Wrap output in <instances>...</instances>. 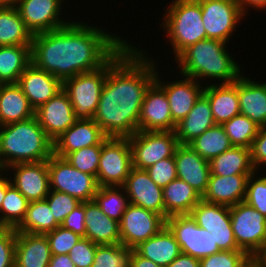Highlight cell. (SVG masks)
<instances>
[{
  "mask_svg": "<svg viewBox=\"0 0 266 267\" xmlns=\"http://www.w3.org/2000/svg\"><path fill=\"white\" fill-rule=\"evenodd\" d=\"M133 46L126 42L108 60V74L93 117L107 137H130L139 130L144 96L156 78L154 59Z\"/></svg>",
  "mask_w": 266,
  "mask_h": 267,
  "instance_id": "cell-1",
  "label": "cell"
},
{
  "mask_svg": "<svg viewBox=\"0 0 266 267\" xmlns=\"http://www.w3.org/2000/svg\"><path fill=\"white\" fill-rule=\"evenodd\" d=\"M102 28L70 20L56 30L33 35L31 63L62 82L102 67L126 42Z\"/></svg>",
  "mask_w": 266,
  "mask_h": 267,
  "instance_id": "cell-2",
  "label": "cell"
},
{
  "mask_svg": "<svg viewBox=\"0 0 266 267\" xmlns=\"http://www.w3.org/2000/svg\"><path fill=\"white\" fill-rule=\"evenodd\" d=\"M54 154V142L36 117L0 126V170L18 163L48 161Z\"/></svg>",
  "mask_w": 266,
  "mask_h": 267,
  "instance_id": "cell-3",
  "label": "cell"
},
{
  "mask_svg": "<svg viewBox=\"0 0 266 267\" xmlns=\"http://www.w3.org/2000/svg\"><path fill=\"white\" fill-rule=\"evenodd\" d=\"M226 44L207 38L189 46L176 58L180 73L198 82L212 78L223 81L222 84L234 83L241 76L242 70L231 53H228L229 50H226Z\"/></svg>",
  "mask_w": 266,
  "mask_h": 267,
  "instance_id": "cell-4",
  "label": "cell"
},
{
  "mask_svg": "<svg viewBox=\"0 0 266 267\" xmlns=\"http://www.w3.org/2000/svg\"><path fill=\"white\" fill-rule=\"evenodd\" d=\"M162 18L161 27L166 32L175 59L189 46L207 39L203 26L201 5L197 0L172 1Z\"/></svg>",
  "mask_w": 266,
  "mask_h": 267,
  "instance_id": "cell-5",
  "label": "cell"
},
{
  "mask_svg": "<svg viewBox=\"0 0 266 267\" xmlns=\"http://www.w3.org/2000/svg\"><path fill=\"white\" fill-rule=\"evenodd\" d=\"M107 74L108 61L96 70L63 81V90L67 93L78 119H93Z\"/></svg>",
  "mask_w": 266,
  "mask_h": 267,
  "instance_id": "cell-6",
  "label": "cell"
},
{
  "mask_svg": "<svg viewBox=\"0 0 266 267\" xmlns=\"http://www.w3.org/2000/svg\"><path fill=\"white\" fill-rule=\"evenodd\" d=\"M134 168L146 170L174 156L179 146L175 131H137L128 137Z\"/></svg>",
  "mask_w": 266,
  "mask_h": 267,
  "instance_id": "cell-7",
  "label": "cell"
},
{
  "mask_svg": "<svg viewBox=\"0 0 266 267\" xmlns=\"http://www.w3.org/2000/svg\"><path fill=\"white\" fill-rule=\"evenodd\" d=\"M47 167L50 190L69 194L80 202L93 200L99 187L94 176L80 172L65 158L55 154L47 161Z\"/></svg>",
  "mask_w": 266,
  "mask_h": 267,
  "instance_id": "cell-8",
  "label": "cell"
},
{
  "mask_svg": "<svg viewBox=\"0 0 266 267\" xmlns=\"http://www.w3.org/2000/svg\"><path fill=\"white\" fill-rule=\"evenodd\" d=\"M132 168L128 137H107L101 148L98 186H123Z\"/></svg>",
  "mask_w": 266,
  "mask_h": 267,
  "instance_id": "cell-9",
  "label": "cell"
},
{
  "mask_svg": "<svg viewBox=\"0 0 266 267\" xmlns=\"http://www.w3.org/2000/svg\"><path fill=\"white\" fill-rule=\"evenodd\" d=\"M230 218L238 247L253 258L266 238V216L243 201L230 207Z\"/></svg>",
  "mask_w": 266,
  "mask_h": 267,
  "instance_id": "cell-10",
  "label": "cell"
},
{
  "mask_svg": "<svg viewBox=\"0 0 266 267\" xmlns=\"http://www.w3.org/2000/svg\"><path fill=\"white\" fill-rule=\"evenodd\" d=\"M166 226L173 233L182 253L201 259L221 251L212 233L199 227L190 214L169 216Z\"/></svg>",
  "mask_w": 266,
  "mask_h": 267,
  "instance_id": "cell-11",
  "label": "cell"
},
{
  "mask_svg": "<svg viewBox=\"0 0 266 267\" xmlns=\"http://www.w3.org/2000/svg\"><path fill=\"white\" fill-rule=\"evenodd\" d=\"M208 39L228 44L238 23L245 17L238 0H197ZM244 16V17H243Z\"/></svg>",
  "mask_w": 266,
  "mask_h": 267,
  "instance_id": "cell-12",
  "label": "cell"
},
{
  "mask_svg": "<svg viewBox=\"0 0 266 267\" xmlns=\"http://www.w3.org/2000/svg\"><path fill=\"white\" fill-rule=\"evenodd\" d=\"M165 225L161 215L130 203L119 222L121 244L134 249Z\"/></svg>",
  "mask_w": 266,
  "mask_h": 267,
  "instance_id": "cell-13",
  "label": "cell"
},
{
  "mask_svg": "<svg viewBox=\"0 0 266 267\" xmlns=\"http://www.w3.org/2000/svg\"><path fill=\"white\" fill-rule=\"evenodd\" d=\"M63 0H18V9L22 20L31 33L38 34L56 30L69 22L60 19Z\"/></svg>",
  "mask_w": 266,
  "mask_h": 267,
  "instance_id": "cell-14",
  "label": "cell"
},
{
  "mask_svg": "<svg viewBox=\"0 0 266 267\" xmlns=\"http://www.w3.org/2000/svg\"><path fill=\"white\" fill-rule=\"evenodd\" d=\"M35 117L53 142L79 120L63 89L47 103L39 106L35 110Z\"/></svg>",
  "mask_w": 266,
  "mask_h": 267,
  "instance_id": "cell-15",
  "label": "cell"
},
{
  "mask_svg": "<svg viewBox=\"0 0 266 267\" xmlns=\"http://www.w3.org/2000/svg\"><path fill=\"white\" fill-rule=\"evenodd\" d=\"M175 128L165 91L154 81L144 96L138 131H175Z\"/></svg>",
  "mask_w": 266,
  "mask_h": 267,
  "instance_id": "cell-16",
  "label": "cell"
},
{
  "mask_svg": "<svg viewBox=\"0 0 266 267\" xmlns=\"http://www.w3.org/2000/svg\"><path fill=\"white\" fill-rule=\"evenodd\" d=\"M129 202L155 212L165 219L163 191L146 170L132 168L123 185Z\"/></svg>",
  "mask_w": 266,
  "mask_h": 267,
  "instance_id": "cell-17",
  "label": "cell"
},
{
  "mask_svg": "<svg viewBox=\"0 0 266 267\" xmlns=\"http://www.w3.org/2000/svg\"><path fill=\"white\" fill-rule=\"evenodd\" d=\"M13 171V184L24 196L31 201L44 200L50 191L49 171L47 161L18 163L7 167ZM12 168V169H11Z\"/></svg>",
  "mask_w": 266,
  "mask_h": 267,
  "instance_id": "cell-18",
  "label": "cell"
},
{
  "mask_svg": "<svg viewBox=\"0 0 266 267\" xmlns=\"http://www.w3.org/2000/svg\"><path fill=\"white\" fill-rule=\"evenodd\" d=\"M158 73L156 71L155 82L165 91L170 105L172 121L178 124L189 114L195 102L203 94L204 87L201 86L203 84L192 77L184 75L180 81L173 80L165 84V81L160 79Z\"/></svg>",
  "mask_w": 266,
  "mask_h": 267,
  "instance_id": "cell-19",
  "label": "cell"
},
{
  "mask_svg": "<svg viewBox=\"0 0 266 267\" xmlns=\"http://www.w3.org/2000/svg\"><path fill=\"white\" fill-rule=\"evenodd\" d=\"M17 84L36 110L63 89V82L32 63L20 75Z\"/></svg>",
  "mask_w": 266,
  "mask_h": 267,
  "instance_id": "cell-20",
  "label": "cell"
},
{
  "mask_svg": "<svg viewBox=\"0 0 266 267\" xmlns=\"http://www.w3.org/2000/svg\"><path fill=\"white\" fill-rule=\"evenodd\" d=\"M177 178L188 183L201 196L205 193L210 176V162L188 145H179L174 153Z\"/></svg>",
  "mask_w": 266,
  "mask_h": 267,
  "instance_id": "cell-21",
  "label": "cell"
},
{
  "mask_svg": "<svg viewBox=\"0 0 266 267\" xmlns=\"http://www.w3.org/2000/svg\"><path fill=\"white\" fill-rule=\"evenodd\" d=\"M106 138L93 119H79L54 141V154L64 158L73 151L92 145H102Z\"/></svg>",
  "mask_w": 266,
  "mask_h": 267,
  "instance_id": "cell-22",
  "label": "cell"
},
{
  "mask_svg": "<svg viewBox=\"0 0 266 267\" xmlns=\"http://www.w3.org/2000/svg\"><path fill=\"white\" fill-rule=\"evenodd\" d=\"M249 176L250 175H231L224 177L210 175L208 186L202 196V200L228 207L243 202L246 196Z\"/></svg>",
  "mask_w": 266,
  "mask_h": 267,
  "instance_id": "cell-23",
  "label": "cell"
},
{
  "mask_svg": "<svg viewBox=\"0 0 266 267\" xmlns=\"http://www.w3.org/2000/svg\"><path fill=\"white\" fill-rule=\"evenodd\" d=\"M50 258L46 234L16 232L15 267H48Z\"/></svg>",
  "mask_w": 266,
  "mask_h": 267,
  "instance_id": "cell-24",
  "label": "cell"
},
{
  "mask_svg": "<svg viewBox=\"0 0 266 267\" xmlns=\"http://www.w3.org/2000/svg\"><path fill=\"white\" fill-rule=\"evenodd\" d=\"M240 114L247 116L257 126H266V82L258 83L243 75L237 79Z\"/></svg>",
  "mask_w": 266,
  "mask_h": 267,
  "instance_id": "cell-25",
  "label": "cell"
},
{
  "mask_svg": "<svg viewBox=\"0 0 266 267\" xmlns=\"http://www.w3.org/2000/svg\"><path fill=\"white\" fill-rule=\"evenodd\" d=\"M85 238L96 245L121 243L119 222L108 217L94 200L85 202Z\"/></svg>",
  "mask_w": 266,
  "mask_h": 267,
  "instance_id": "cell-26",
  "label": "cell"
},
{
  "mask_svg": "<svg viewBox=\"0 0 266 267\" xmlns=\"http://www.w3.org/2000/svg\"><path fill=\"white\" fill-rule=\"evenodd\" d=\"M219 84L211 83L209 86L206 84L203 95L210 103L215 123L222 125L240 114V102L237 94V80L234 83Z\"/></svg>",
  "mask_w": 266,
  "mask_h": 267,
  "instance_id": "cell-27",
  "label": "cell"
},
{
  "mask_svg": "<svg viewBox=\"0 0 266 267\" xmlns=\"http://www.w3.org/2000/svg\"><path fill=\"white\" fill-rule=\"evenodd\" d=\"M215 125L210 103L202 94L189 114L176 124L175 133L179 145H188L196 137Z\"/></svg>",
  "mask_w": 266,
  "mask_h": 267,
  "instance_id": "cell-28",
  "label": "cell"
},
{
  "mask_svg": "<svg viewBox=\"0 0 266 267\" xmlns=\"http://www.w3.org/2000/svg\"><path fill=\"white\" fill-rule=\"evenodd\" d=\"M35 110L17 83L0 87V126L28 120Z\"/></svg>",
  "mask_w": 266,
  "mask_h": 267,
  "instance_id": "cell-29",
  "label": "cell"
},
{
  "mask_svg": "<svg viewBox=\"0 0 266 267\" xmlns=\"http://www.w3.org/2000/svg\"><path fill=\"white\" fill-rule=\"evenodd\" d=\"M134 251L161 267H167L182 253L177 240L166 225L156 235L136 246Z\"/></svg>",
  "mask_w": 266,
  "mask_h": 267,
  "instance_id": "cell-30",
  "label": "cell"
},
{
  "mask_svg": "<svg viewBox=\"0 0 266 267\" xmlns=\"http://www.w3.org/2000/svg\"><path fill=\"white\" fill-rule=\"evenodd\" d=\"M165 220L169 216L190 214L202 196L185 181L176 178L162 188Z\"/></svg>",
  "mask_w": 266,
  "mask_h": 267,
  "instance_id": "cell-31",
  "label": "cell"
},
{
  "mask_svg": "<svg viewBox=\"0 0 266 267\" xmlns=\"http://www.w3.org/2000/svg\"><path fill=\"white\" fill-rule=\"evenodd\" d=\"M210 175L231 176L251 175L256 170L251 162L250 149L232 146L229 150L214 157L210 161Z\"/></svg>",
  "mask_w": 266,
  "mask_h": 267,
  "instance_id": "cell-32",
  "label": "cell"
},
{
  "mask_svg": "<svg viewBox=\"0 0 266 267\" xmlns=\"http://www.w3.org/2000/svg\"><path fill=\"white\" fill-rule=\"evenodd\" d=\"M31 64V45L0 46V81L17 83L20 75Z\"/></svg>",
  "mask_w": 266,
  "mask_h": 267,
  "instance_id": "cell-33",
  "label": "cell"
},
{
  "mask_svg": "<svg viewBox=\"0 0 266 267\" xmlns=\"http://www.w3.org/2000/svg\"><path fill=\"white\" fill-rule=\"evenodd\" d=\"M32 40L16 6L0 7V46L31 45Z\"/></svg>",
  "mask_w": 266,
  "mask_h": 267,
  "instance_id": "cell-34",
  "label": "cell"
},
{
  "mask_svg": "<svg viewBox=\"0 0 266 267\" xmlns=\"http://www.w3.org/2000/svg\"><path fill=\"white\" fill-rule=\"evenodd\" d=\"M60 226L47 203L44 200L31 201L22 223L15 229L16 232L46 234Z\"/></svg>",
  "mask_w": 266,
  "mask_h": 267,
  "instance_id": "cell-35",
  "label": "cell"
},
{
  "mask_svg": "<svg viewBox=\"0 0 266 267\" xmlns=\"http://www.w3.org/2000/svg\"><path fill=\"white\" fill-rule=\"evenodd\" d=\"M29 203L7 177V190L0 210V228L16 229L22 223Z\"/></svg>",
  "mask_w": 266,
  "mask_h": 267,
  "instance_id": "cell-36",
  "label": "cell"
},
{
  "mask_svg": "<svg viewBox=\"0 0 266 267\" xmlns=\"http://www.w3.org/2000/svg\"><path fill=\"white\" fill-rule=\"evenodd\" d=\"M188 146L210 162L214 157L229 150L233 145L223 126L216 124L196 137Z\"/></svg>",
  "mask_w": 266,
  "mask_h": 267,
  "instance_id": "cell-37",
  "label": "cell"
},
{
  "mask_svg": "<svg viewBox=\"0 0 266 267\" xmlns=\"http://www.w3.org/2000/svg\"><path fill=\"white\" fill-rule=\"evenodd\" d=\"M191 217L204 229L232 228L230 207L200 200L192 209Z\"/></svg>",
  "mask_w": 266,
  "mask_h": 267,
  "instance_id": "cell-38",
  "label": "cell"
},
{
  "mask_svg": "<svg viewBox=\"0 0 266 267\" xmlns=\"http://www.w3.org/2000/svg\"><path fill=\"white\" fill-rule=\"evenodd\" d=\"M93 200L104 214L117 222L130 204L123 186H99Z\"/></svg>",
  "mask_w": 266,
  "mask_h": 267,
  "instance_id": "cell-39",
  "label": "cell"
},
{
  "mask_svg": "<svg viewBox=\"0 0 266 267\" xmlns=\"http://www.w3.org/2000/svg\"><path fill=\"white\" fill-rule=\"evenodd\" d=\"M233 146L249 148L258 134L259 126L243 114L235 115L222 124Z\"/></svg>",
  "mask_w": 266,
  "mask_h": 267,
  "instance_id": "cell-40",
  "label": "cell"
},
{
  "mask_svg": "<svg viewBox=\"0 0 266 267\" xmlns=\"http://www.w3.org/2000/svg\"><path fill=\"white\" fill-rule=\"evenodd\" d=\"M133 251L121 243L97 245L91 267H130Z\"/></svg>",
  "mask_w": 266,
  "mask_h": 267,
  "instance_id": "cell-41",
  "label": "cell"
},
{
  "mask_svg": "<svg viewBox=\"0 0 266 267\" xmlns=\"http://www.w3.org/2000/svg\"><path fill=\"white\" fill-rule=\"evenodd\" d=\"M102 145H92L71 153L64 158L80 172L97 177Z\"/></svg>",
  "mask_w": 266,
  "mask_h": 267,
  "instance_id": "cell-42",
  "label": "cell"
},
{
  "mask_svg": "<svg viewBox=\"0 0 266 267\" xmlns=\"http://www.w3.org/2000/svg\"><path fill=\"white\" fill-rule=\"evenodd\" d=\"M252 258L243 250H221L200 259V267H245Z\"/></svg>",
  "mask_w": 266,
  "mask_h": 267,
  "instance_id": "cell-43",
  "label": "cell"
},
{
  "mask_svg": "<svg viewBox=\"0 0 266 267\" xmlns=\"http://www.w3.org/2000/svg\"><path fill=\"white\" fill-rule=\"evenodd\" d=\"M257 171L247 181L245 202L266 216V175L257 178Z\"/></svg>",
  "mask_w": 266,
  "mask_h": 267,
  "instance_id": "cell-44",
  "label": "cell"
},
{
  "mask_svg": "<svg viewBox=\"0 0 266 267\" xmlns=\"http://www.w3.org/2000/svg\"><path fill=\"white\" fill-rule=\"evenodd\" d=\"M45 200L53 213V217L59 225H61L65 217H67L68 214L81 203L77 198L55 190H50Z\"/></svg>",
  "mask_w": 266,
  "mask_h": 267,
  "instance_id": "cell-45",
  "label": "cell"
},
{
  "mask_svg": "<svg viewBox=\"0 0 266 267\" xmlns=\"http://www.w3.org/2000/svg\"><path fill=\"white\" fill-rule=\"evenodd\" d=\"M51 255L69 254L74 245L82 238L77 233L63 228L61 225L46 233Z\"/></svg>",
  "mask_w": 266,
  "mask_h": 267,
  "instance_id": "cell-46",
  "label": "cell"
},
{
  "mask_svg": "<svg viewBox=\"0 0 266 267\" xmlns=\"http://www.w3.org/2000/svg\"><path fill=\"white\" fill-rule=\"evenodd\" d=\"M151 180L161 188L177 178V169L174 156L165 158L146 169Z\"/></svg>",
  "mask_w": 266,
  "mask_h": 267,
  "instance_id": "cell-47",
  "label": "cell"
},
{
  "mask_svg": "<svg viewBox=\"0 0 266 267\" xmlns=\"http://www.w3.org/2000/svg\"><path fill=\"white\" fill-rule=\"evenodd\" d=\"M97 245L88 238L82 237L70 250L69 256L75 267H91Z\"/></svg>",
  "mask_w": 266,
  "mask_h": 267,
  "instance_id": "cell-48",
  "label": "cell"
},
{
  "mask_svg": "<svg viewBox=\"0 0 266 267\" xmlns=\"http://www.w3.org/2000/svg\"><path fill=\"white\" fill-rule=\"evenodd\" d=\"M16 230L0 228V267H15Z\"/></svg>",
  "mask_w": 266,
  "mask_h": 267,
  "instance_id": "cell-49",
  "label": "cell"
},
{
  "mask_svg": "<svg viewBox=\"0 0 266 267\" xmlns=\"http://www.w3.org/2000/svg\"><path fill=\"white\" fill-rule=\"evenodd\" d=\"M61 226L85 237V202H81L77 205L73 211L65 217Z\"/></svg>",
  "mask_w": 266,
  "mask_h": 267,
  "instance_id": "cell-50",
  "label": "cell"
},
{
  "mask_svg": "<svg viewBox=\"0 0 266 267\" xmlns=\"http://www.w3.org/2000/svg\"><path fill=\"white\" fill-rule=\"evenodd\" d=\"M250 154L253 168L256 171L263 164L266 167V126L259 128L258 134L250 147Z\"/></svg>",
  "mask_w": 266,
  "mask_h": 267,
  "instance_id": "cell-51",
  "label": "cell"
},
{
  "mask_svg": "<svg viewBox=\"0 0 266 267\" xmlns=\"http://www.w3.org/2000/svg\"><path fill=\"white\" fill-rule=\"evenodd\" d=\"M212 236L220 250H241L234 238L232 228L205 229Z\"/></svg>",
  "mask_w": 266,
  "mask_h": 267,
  "instance_id": "cell-52",
  "label": "cell"
},
{
  "mask_svg": "<svg viewBox=\"0 0 266 267\" xmlns=\"http://www.w3.org/2000/svg\"><path fill=\"white\" fill-rule=\"evenodd\" d=\"M167 267H200V259L181 253Z\"/></svg>",
  "mask_w": 266,
  "mask_h": 267,
  "instance_id": "cell-53",
  "label": "cell"
},
{
  "mask_svg": "<svg viewBox=\"0 0 266 267\" xmlns=\"http://www.w3.org/2000/svg\"><path fill=\"white\" fill-rule=\"evenodd\" d=\"M48 267H75L69 254L51 255Z\"/></svg>",
  "mask_w": 266,
  "mask_h": 267,
  "instance_id": "cell-54",
  "label": "cell"
},
{
  "mask_svg": "<svg viewBox=\"0 0 266 267\" xmlns=\"http://www.w3.org/2000/svg\"><path fill=\"white\" fill-rule=\"evenodd\" d=\"M238 3L245 16H246V13H249L247 11L248 10L247 7L253 8L255 10L256 9L257 10L263 9V11L266 10V0H238Z\"/></svg>",
  "mask_w": 266,
  "mask_h": 267,
  "instance_id": "cell-55",
  "label": "cell"
},
{
  "mask_svg": "<svg viewBox=\"0 0 266 267\" xmlns=\"http://www.w3.org/2000/svg\"><path fill=\"white\" fill-rule=\"evenodd\" d=\"M130 267H161L155 262L138 255L135 251H133L131 257V265Z\"/></svg>",
  "mask_w": 266,
  "mask_h": 267,
  "instance_id": "cell-56",
  "label": "cell"
},
{
  "mask_svg": "<svg viewBox=\"0 0 266 267\" xmlns=\"http://www.w3.org/2000/svg\"><path fill=\"white\" fill-rule=\"evenodd\" d=\"M254 262L257 264L266 267V238L263 243L262 248L258 251V253L252 258Z\"/></svg>",
  "mask_w": 266,
  "mask_h": 267,
  "instance_id": "cell-57",
  "label": "cell"
},
{
  "mask_svg": "<svg viewBox=\"0 0 266 267\" xmlns=\"http://www.w3.org/2000/svg\"><path fill=\"white\" fill-rule=\"evenodd\" d=\"M7 176H2L0 172V210L2 206V201L5 197L6 190H7Z\"/></svg>",
  "mask_w": 266,
  "mask_h": 267,
  "instance_id": "cell-58",
  "label": "cell"
},
{
  "mask_svg": "<svg viewBox=\"0 0 266 267\" xmlns=\"http://www.w3.org/2000/svg\"><path fill=\"white\" fill-rule=\"evenodd\" d=\"M18 0H0V7H13L16 6Z\"/></svg>",
  "mask_w": 266,
  "mask_h": 267,
  "instance_id": "cell-59",
  "label": "cell"
},
{
  "mask_svg": "<svg viewBox=\"0 0 266 267\" xmlns=\"http://www.w3.org/2000/svg\"><path fill=\"white\" fill-rule=\"evenodd\" d=\"M245 267H263L259 264H257L256 262H254L253 260L248 264L246 265Z\"/></svg>",
  "mask_w": 266,
  "mask_h": 267,
  "instance_id": "cell-60",
  "label": "cell"
}]
</instances>
